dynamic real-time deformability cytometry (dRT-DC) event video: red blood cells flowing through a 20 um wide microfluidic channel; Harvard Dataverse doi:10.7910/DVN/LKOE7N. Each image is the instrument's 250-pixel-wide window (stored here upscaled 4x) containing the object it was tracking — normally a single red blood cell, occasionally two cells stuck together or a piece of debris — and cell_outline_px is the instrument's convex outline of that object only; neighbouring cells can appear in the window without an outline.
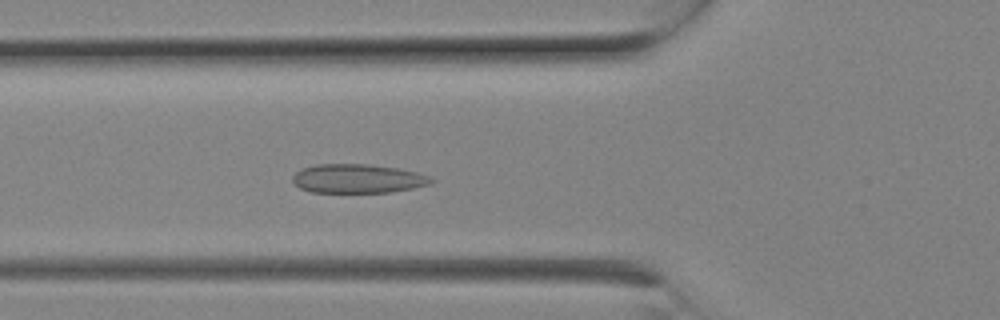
{"species": "Egyptian fruit bat (a non-hibernating species)", "species_latin": "Rousettus aegyptiacus", "temperature_condition": "room temperature", "stored_images_in_passage": 7, "camera_frame_rate_fps": 3000, "um_per_image_px": 0.085, "animal": {"sex": "female"}, "frame": {"image": 1, "passage_image": 7, "time_ms": 2.0, "image_size_px": [1000, 320], "cell_outline_px": [[436, 180], [432, 184], [392, 192], [312, 192], [300, 188], [292, 180], [292, 176], [300, 168], [316, 164], [368, 164], [400, 168], [416, 172], [428, 176]], "centroid_in_image_um": [30.42, 15.17], "position_along_channel_um": 95.4, "area_um2": 23.52}}